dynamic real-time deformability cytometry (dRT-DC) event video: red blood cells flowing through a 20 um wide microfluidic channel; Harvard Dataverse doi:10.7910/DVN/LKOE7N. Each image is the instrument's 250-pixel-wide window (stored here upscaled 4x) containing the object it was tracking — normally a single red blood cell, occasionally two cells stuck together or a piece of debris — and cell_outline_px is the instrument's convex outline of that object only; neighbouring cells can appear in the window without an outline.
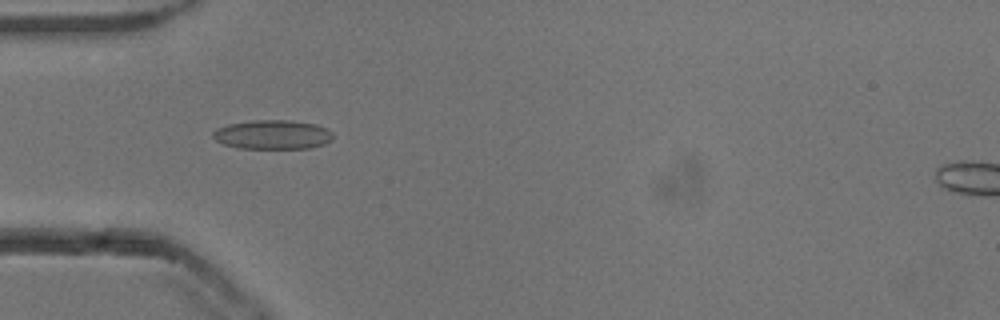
{"species": "common noctule bat (a hibernating species)", "species_latin": "Nyctalus noctula", "temperature_condition": "cold", "stored_images_in_passage": 54, "camera_frame_rate_fps": 3000, "um_per_image_px": 0.085, "animal": {"sex": "male", "body_mass_g": 13.3}, "frame": {"image": 1, "passage_image": 17, "time_ms": 5.333, "image_size_px": [1000, 320], "cell_outline_px": [[332, 140], [324, 144], [312, 148], [240, 148], [224, 144], [216, 140], [212, 136], [212, 132], [216, 128], [228, 124], [252, 120], [288, 120], [316, 124], [332, 132]], "centroid_in_image_um": [23.16, 11.44], "position_along_channel_um": 61.8, "area_um2": 20.4}}
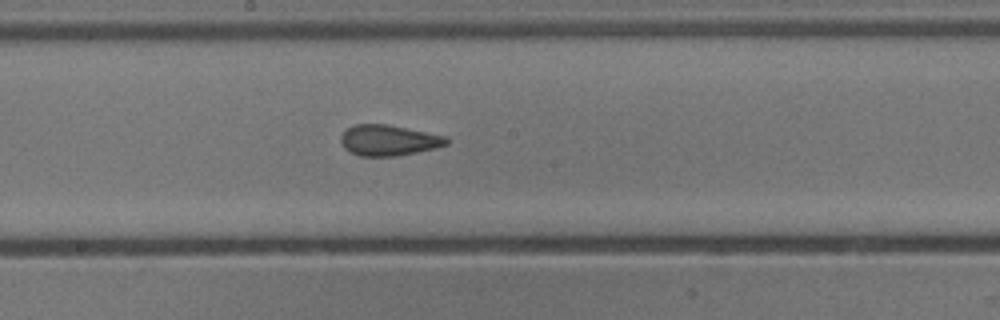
{"frame": {"image": 2, "passage_image": 29, "time_ms": 9.333, "image_size_px": [1000, 320], "cell_outline_px": [[448, 144], [436, 148], [396, 156], [360, 156], [344, 148], [340, 144], [340, 136], [348, 128], [356, 124], [384, 124], [444, 136], [448, 140]], "centroid_in_image_um": [32.99, 11.94], "position_along_channel_um": 215.2, "area_um2": 18.61}}
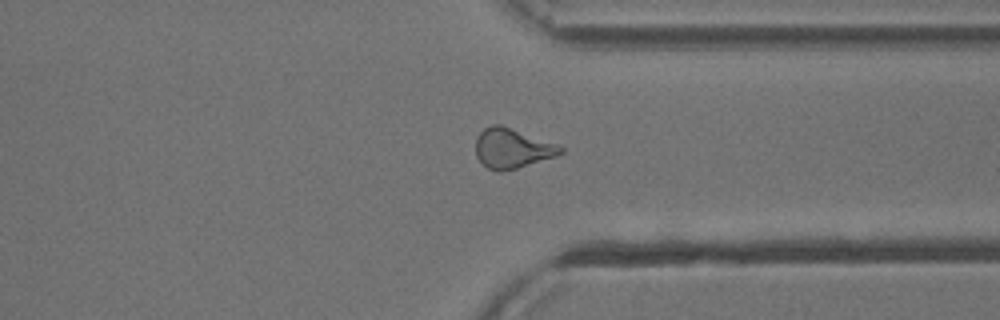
{"frame": {"image": 3, "passage_image": 41, "time_ms": 13.333, "image_size_px": [1000, 320], "cell_outline_px": [[564, 152], [556, 156], [516, 168], [500, 172], [496, 172], [488, 168], [476, 156], [476, 136], [484, 128], [492, 124], [500, 124], [556, 144], [564, 148]], "centroid_in_image_um": [43.51, 12.61], "position_along_channel_um": 367.9, "area_um2": 19.48}, "authors_computed_cell_mechanics": {"area_um2": 19.5364, "velocity_mm_per_s": 3.8528, "shape_relaxation_time_tau1_ms": 9.3655, "shape_relaxation_time_tau2_ms": 1.5419, "deformation_change_tau1": 0.2171, "deformation_change_tau2": 0.1084}}